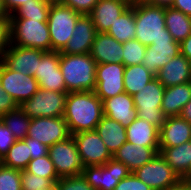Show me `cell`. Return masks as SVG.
Masks as SVG:
<instances>
[{
	"instance_id": "52a82bcc",
	"label": "cell",
	"mask_w": 191,
	"mask_h": 190,
	"mask_svg": "<svg viewBox=\"0 0 191 190\" xmlns=\"http://www.w3.org/2000/svg\"><path fill=\"white\" fill-rule=\"evenodd\" d=\"M68 92H54L39 88L20 107L31 119L37 117H63Z\"/></svg>"
},
{
	"instance_id": "8992f818",
	"label": "cell",
	"mask_w": 191,
	"mask_h": 190,
	"mask_svg": "<svg viewBox=\"0 0 191 190\" xmlns=\"http://www.w3.org/2000/svg\"><path fill=\"white\" fill-rule=\"evenodd\" d=\"M164 91V85L155 77L132 96L137 117L146 120L159 129L166 119L161 110Z\"/></svg>"
},
{
	"instance_id": "1f68e13d",
	"label": "cell",
	"mask_w": 191,
	"mask_h": 190,
	"mask_svg": "<svg viewBox=\"0 0 191 190\" xmlns=\"http://www.w3.org/2000/svg\"><path fill=\"white\" fill-rule=\"evenodd\" d=\"M31 160L29 147L24 140H16L7 154L1 160V163L7 167L25 170Z\"/></svg>"
},
{
	"instance_id": "8fae6325",
	"label": "cell",
	"mask_w": 191,
	"mask_h": 190,
	"mask_svg": "<svg viewBox=\"0 0 191 190\" xmlns=\"http://www.w3.org/2000/svg\"><path fill=\"white\" fill-rule=\"evenodd\" d=\"M84 167L106 164L112 155L96 130L82 131L72 135Z\"/></svg>"
},
{
	"instance_id": "30bf717a",
	"label": "cell",
	"mask_w": 191,
	"mask_h": 190,
	"mask_svg": "<svg viewBox=\"0 0 191 190\" xmlns=\"http://www.w3.org/2000/svg\"><path fill=\"white\" fill-rule=\"evenodd\" d=\"M133 174L153 190H167L181 180L160 153Z\"/></svg>"
},
{
	"instance_id": "c3c4849f",
	"label": "cell",
	"mask_w": 191,
	"mask_h": 190,
	"mask_svg": "<svg viewBox=\"0 0 191 190\" xmlns=\"http://www.w3.org/2000/svg\"><path fill=\"white\" fill-rule=\"evenodd\" d=\"M170 6L188 16H191V0H173Z\"/></svg>"
},
{
	"instance_id": "ba28073f",
	"label": "cell",
	"mask_w": 191,
	"mask_h": 190,
	"mask_svg": "<svg viewBox=\"0 0 191 190\" xmlns=\"http://www.w3.org/2000/svg\"><path fill=\"white\" fill-rule=\"evenodd\" d=\"M48 155L59 178L77 176L82 173L84 166L72 135L51 145L48 149Z\"/></svg>"
},
{
	"instance_id": "6f0895ef",
	"label": "cell",
	"mask_w": 191,
	"mask_h": 190,
	"mask_svg": "<svg viewBox=\"0 0 191 190\" xmlns=\"http://www.w3.org/2000/svg\"><path fill=\"white\" fill-rule=\"evenodd\" d=\"M45 1H47V2H49V3H51V4L56 3V2H59V0H45Z\"/></svg>"
},
{
	"instance_id": "3957f363",
	"label": "cell",
	"mask_w": 191,
	"mask_h": 190,
	"mask_svg": "<svg viewBox=\"0 0 191 190\" xmlns=\"http://www.w3.org/2000/svg\"><path fill=\"white\" fill-rule=\"evenodd\" d=\"M135 39L150 46L160 38H173L165 26V6L134 2Z\"/></svg>"
},
{
	"instance_id": "7c38bea8",
	"label": "cell",
	"mask_w": 191,
	"mask_h": 190,
	"mask_svg": "<svg viewBox=\"0 0 191 190\" xmlns=\"http://www.w3.org/2000/svg\"><path fill=\"white\" fill-rule=\"evenodd\" d=\"M0 83L18 106L30 99L39 89L38 81L32 75H24L7 68L0 61Z\"/></svg>"
},
{
	"instance_id": "277c9868",
	"label": "cell",
	"mask_w": 191,
	"mask_h": 190,
	"mask_svg": "<svg viewBox=\"0 0 191 190\" xmlns=\"http://www.w3.org/2000/svg\"><path fill=\"white\" fill-rule=\"evenodd\" d=\"M10 44L24 48L52 51L47 22L40 19L9 18Z\"/></svg>"
},
{
	"instance_id": "bcb514c9",
	"label": "cell",
	"mask_w": 191,
	"mask_h": 190,
	"mask_svg": "<svg viewBox=\"0 0 191 190\" xmlns=\"http://www.w3.org/2000/svg\"><path fill=\"white\" fill-rule=\"evenodd\" d=\"M18 105L13 98L3 89L0 83V117L10 110H13Z\"/></svg>"
},
{
	"instance_id": "74e56055",
	"label": "cell",
	"mask_w": 191,
	"mask_h": 190,
	"mask_svg": "<svg viewBox=\"0 0 191 190\" xmlns=\"http://www.w3.org/2000/svg\"><path fill=\"white\" fill-rule=\"evenodd\" d=\"M34 77L38 81L39 88L54 92H67L60 68L58 69V74L34 75Z\"/></svg>"
},
{
	"instance_id": "484cf974",
	"label": "cell",
	"mask_w": 191,
	"mask_h": 190,
	"mask_svg": "<svg viewBox=\"0 0 191 190\" xmlns=\"http://www.w3.org/2000/svg\"><path fill=\"white\" fill-rule=\"evenodd\" d=\"M96 131L112 156L127 142L126 127L105 115L97 124Z\"/></svg>"
},
{
	"instance_id": "680465c9",
	"label": "cell",
	"mask_w": 191,
	"mask_h": 190,
	"mask_svg": "<svg viewBox=\"0 0 191 190\" xmlns=\"http://www.w3.org/2000/svg\"><path fill=\"white\" fill-rule=\"evenodd\" d=\"M187 184H188V186L190 187V190H191V180H184Z\"/></svg>"
},
{
	"instance_id": "9a60e30c",
	"label": "cell",
	"mask_w": 191,
	"mask_h": 190,
	"mask_svg": "<svg viewBox=\"0 0 191 190\" xmlns=\"http://www.w3.org/2000/svg\"><path fill=\"white\" fill-rule=\"evenodd\" d=\"M45 52L40 49L24 48L10 44L1 62L11 70L34 76L38 62H40Z\"/></svg>"
},
{
	"instance_id": "4dcf8cb0",
	"label": "cell",
	"mask_w": 191,
	"mask_h": 190,
	"mask_svg": "<svg viewBox=\"0 0 191 190\" xmlns=\"http://www.w3.org/2000/svg\"><path fill=\"white\" fill-rule=\"evenodd\" d=\"M0 119L12 132L16 140H23L27 137L31 118L24 113L20 106L2 115Z\"/></svg>"
},
{
	"instance_id": "e0dca14e",
	"label": "cell",
	"mask_w": 191,
	"mask_h": 190,
	"mask_svg": "<svg viewBox=\"0 0 191 190\" xmlns=\"http://www.w3.org/2000/svg\"><path fill=\"white\" fill-rule=\"evenodd\" d=\"M72 37L60 54H88L91 51L97 30L89 15L82 14L75 25Z\"/></svg>"
},
{
	"instance_id": "836d02e7",
	"label": "cell",
	"mask_w": 191,
	"mask_h": 190,
	"mask_svg": "<svg viewBox=\"0 0 191 190\" xmlns=\"http://www.w3.org/2000/svg\"><path fill=\"white\" fill-rule=\"evenodd\" d=\"M25 170L35 176L49 179L52 183H55L60 179L49 155L38 159H31Z\"/></svg>"
},
{
	"instance_id": "7402d4cb",
	"label": "cell",
	"mask_w": 191,
	"mask_h": 190,
	"mask_svg": "<svg viewBox=\"0 0 191 190\" xmlns=\"http://www.w3.org/2000/svg\"><path fill=\"white\" fill-rule=\"evenodd\" d=\"M159 154V148L144 147L125 142L112 156L115 160L122 162L131 173L139 167L151 161Z\"/></svg>"
},
{
	"instance_id": "60d3db41",
	"label": "cell",
	"mask_w": 191,
	"mask_h": 190,
	"mask_svg": "<svg viewBox=\"0 0 191 190\" xmlns=\"http://www.w3.org/2000/svg\"><path fill=\"white\" fill-rule=\"evenodd\" d=\"M15 142L14 135L0 119V160L3 159Z\"/></svg>"
},
{
	"instance_id": "9c48e42d",
	"label": "cell",
	"mask_w": 191,
	"mask_h": 190,
	"mask_svg": "<svg viewBox=\"0 0 191 190\" xmlns=\"http://www.w3.org/2000/svg\"><path fill=\"white\" fill-rule=\"evenodd\" d=\"M130 173L122 162L111 158L104 165L84 167L81 174L94 190H114Z\"/></svg>"
},
{
	"instance_id": "db71d44e",
	"label": "cell",
	"mask_w": 191,
	"mask_h": 190,
	"mask_svg": "<svg viewBox=\"0 0 191 190\" xmlns=\"http://www.w3.org/2000/svg\"><path fill=\"white\" fill-rule=\"evenodd\" d=\"M41 190H59L58 183H52L50 186H47L45 188H42Z\"/></svg>"
},
{
	"instance_id": "f546056e",
	"label": "cell",
	"mask_w": 191,
	"mask_h": 190,
	"mask_svg": "<svg viewBox=\"0 0 191 190\" xmlns=\"http://www.w3.org/2000/svg\"><path fill=\"white\" fill-rule=\"evenodd\" d=\"M134 3H132L106 32L118 42L124 43L135 39L136 34Z\"/></svg>"
},
{
	"instance_id": "6da1fadb",
	"label": "cell",
	"mask_w": 191,
	"mask_h": 190,
	"mask_svg": "<svg viewBox=\"0 0 191 190\" xmlns=\"http://www.w3.org/2000/svg\"><path fill=\"white\" fill-rule=\"evenodd\" d=\"M103 117V101L94 91L68 92L63 118L71 135L96 130Z\"/></svg>"
},
{
	"instance_id": "4fadbf2b",
	"label": "cell",
	"mask_w": 191,
	"mask_h": 190,
	"mask_svg": "<svg viewBox=\"0 0 191 190\" xmlns=\"http://www.w3.org/2000/svg\"><path fill=\"white\" fill-rule=\"evenodd\" d=\"M70 136L67 122L63 117L32 118L27 134V137L37 139L48 147Z\"/></svg>"
},
{
	"instance_id": "b9f144b4",
	"label": "cell",
	"mask_w": 191,
	"mask_h": 190,
	"mask_svg": "<svg viewBox=\"0 0 191 190\" xmlns=\"http://www.w3.org/2000/svg\"><path fill=\"white\" fill-rule=\"evenodd\" d=\"M114 190H153L139 180L133 173L122 179Z\"/></svg>"
},
{
	"instance_id": "cb8c5ba5",
	"label": "cell",
	"mask_w": 191,
	"mask_h": 190,
	"mask_svg": "<svg viewBox=\"0 0 191 190\" xmlns=\"http://www.w3.org/2000/svg\"><path fill=\"white\" fill-rule=\"evenodd\" d=\"M160 129L144 119L137 117L126 127L127 142L144 147H159Z\"/></svg>"
},
{
	"instance_id": "5b68a950",
	"label": "cell",
	"mask_w": 191,
	"mask_h": 190,
	"mask_svg": "<svg viewBox=\"0 0 191 190\" xmlns=\"http://www.w3.org/2000/svg\"><path fill=\"white\" fill-rule=\"evenodd\" d=\"M82 14L60 2L51 4L48 27L52 51L61 52L72 37L76 22Z\"/></svg>"
},
{
	"instance_id": "4316f807",
	"label": "cell",
	"mask_w": 191,
	"mask_h": 190,
	"mask_svg": "<svg viewBox=\"0 0 191 190\" xmlns=\"http://www.w3.org/2000/svg\"><path fill=\"white\" fill-rule=\"evenodd\" d=\"M159 153L180 179L187 175L191 166V140L176 147H160Z\"/></svg>"
},
{
	"instance_id": "d6986e66",
	"label": "cell",
	"mask_w": 191,
	"mask_h": 190,
	"mask_svg": "<svg viewBox=\"0 0 191 190\" xmlns=\"http://www.w3.org/2000/svg\"><path fill=\"white\" fill-rule=\"evenodd\" d=\"M191 140V124L181 116L166 117L160 127L159 147H176Z\"/></svg>"
},
{
	"instance_id": "603a6c76",
	"label": "cell",
	"mask_w": 191,
	"mask_h": 190,
	"mask_svg": "<svg viewBox=\"0 0 191 190\" xmlns=\"http://www.w3.org/2000/svg\"><path fill=\"white\" fill-rule=\"evenodd\" d=\"M155 76L165 88L191 82L190 61L179 54L165 64Z\"/></svg>"
},
{
	"instance_id": "ab89813d",
	"label": "cell",
	"mask_w": 191,
	"mask_h": 190,
	"mask_svg": "<svg viewBox=\"0 0 191 190\" xmlns=\"http://www.w3.org/2000/svg\"><path fill=\"white\" fill-rule=\"evenodd\" d=\"M57 183L59 190H94L82 174L60 178Z\"/></svg>"
},
{
	"instance_id": "8d00e7d4",
	"label": "cell",
	"mask_w": 191,
	"mask_h": 190,
	"mask_svg": "<svg viewBox=\"0 0 191 190\" xmlns=\"http://www.w3.org/2000/svg\"><path fill=\"white\" fill-rule=\"evenodd\" d=\"M60 63V52L57 51H46L40 62H38L37 71L35 75H49L58 74V69Z\"/></svg>"
},
{
	"instance_id": "11a10c76",
	"label": "cell",
	"mask_w": 191,
	"mask_h": 190,
	"mask_svg": "<svg viewBox=\"0 0 191 190\" xmlns=\"http://www.w3.org/2000/svg\"><path fill=\"white\" fill-rule=\"evenodd\" d=\"M7 16V13L5 12L3 2L0 0V18H5Z\"/></svg>"
},
{
	"instance_id": "f35d334b",
	"label": "cell",
	"mask_w": 191,
	"mask_h": 190,
	"mask_svg": "<svg viewBox=\"0 0 191 190\" xmlns=\"http://www.w3.org/2000/svg\"><path fill=\"white\" fill-rule=\"evenodd\" d=\"M52 182L49 179L35 176L26 170L21 171V189L22 190H41L50 186Z\"/></svg>"
},
{
	"instance_id": "816d5d0a",
	"label": "cell",
	"mask_w": 191,
	"mask_h": 190,
	"mask_svg": "<svg viewBox=\"0 0 191 190\" xmlns=\"http://www.w3.org/2000/svg\"><path fill=\"white\" fill-rule=\"evenodd\" d=\"M167 190H190V187L184 180H180L173 186H170Z\"/></svg>"
},
{
	"instance_id": "d590c367",
	"label": "cell",
	"mask_w": 191,
	"mask_h": 190,
	"mask_svg": "<svg viewBox=\"0 0 191 190\" xmlns=\"http://www.w3.org/2000/svg\"><path fill=\"white\" fill-rule=\"evenodd\" d=\"M0 190H22L21 170L0 163Z\"/></svg>"
},
{
	"instance_id": "7dc6e473",
	"label": "cell",
	"mask_w": 191,
	"mask_h": 190,
	"mask_svg": "<svg viewBox=\"0 0 191 190\" xmlns=\"http://www.w3.org/2000/svg\"><path fill=\"white\" fill-rule=\"evenodd\" d=\"M5 12L8 16L12 15L18 8L24 3L30 2V0H2Z\"/></svg>"
},
{
	"instance_id": "ffe728a7",
	"label": "cell",
	"mask_w": 191,
	"mask_h": 190,
	"mask_svg": "<svg viewBox=\"0 0 191 190\" xmlns=\"http://www.w3.org/2000/svg\"><path fill=\"white\" fill-rule=\"evenodd\" d=\"M96 64L123 62V43L106 32H97L90 51Z\"/></svg>"
},
{
	"instance_id": "91938a15",
	"label": "cell",
	"mask_w": 191,
	"mask_h": 190,
	"mask_svg": "<svg viewBox=\"0 0 191 190\" xmlns=\"http://www.w3.org/2000/svg\"><path fill=\"white\" fill-rule=\"evenodd\" d=\"M128 1H130L131 3L138 2V1L143 2V0H128Z\"/></svg>"
},
{
	"instance_id": "f5cc1de1",
	"label": "cell",
	"mask_w": 191,
	"mask_h": 190,
	"mask_svg": "<svg viewBox=\"0 0 191 190\" xmlns=\"http://www.w3.org/2000/svg\"><path fill=\"white\" fill-rule=\"evenodd\" d=\"M143 2L153 5L170 6L173 0H143Z\"/></svg>"
},
{
	"instance_id": "f1b7e54d",
	"label": "cell",
	"mask_w": 191,
	"mask_h": 190,
	"mask_svg": "<svg viewBox=\"0 0 191 190\" xmlns=\"http://www.w3.org/2000/svg\"><path fill=\"white\" fill-rule=\"evenodd\" d=\"M155 77V74L143 64L126 66L123 77L125 92L133 96Z\"/></svg>"
},
{
	"instance_id": "ac0fdd59",
	"label": "cell",
	"mask_w": 191,
	"mask_h": 190,
	"mask_svg": "<svg viewBox=\"0 0 191 190\" xmlns=\"http://www.w3.org/2000/svg\"><path fill=\"white\" fill-rule=\"evenodd\" d=\"M131 4L128 0H99L88 15L97 32H107Z\"/></svg>"
},
{
	"instance_id": "7bdbcfd3",
	"label": "cell",
	"mask_w": 191,
	"mask_h": 190,
	"mask_svg": "<svg viewBox=\"0 0 191 190\" xmlns=\"http://www.w3.org/2000/svg\"><path fill=\"white\" fill-rule=\"evenodd\" d=\"M10 45V19L0 18V61Z\"/></svg>"
},
{
	"instance_id": "7a4b0ae2",
	"label": "cell",
	"mask_w": 191,
	"mask_h": 190,
	"mask_svg": "<svg viewBox=\"0 0 191 190\" xmlns=\"http://www.w3.org/2000/svg\"><path fill=\"white\" fill-rule=\"evenodd\" d=\"M96 61L88 54H60V69L67 92L94 91Z\"/></svg>"
},
{
	"instance_id": "83f0119b",
	"label": "cell",
	"mask_w": 191,
	"mask_h": 190,
	"mask_svg": "<svg viewBox=\"0 0 191 190\" xmlns=\"http://www.w3.org/2000/svg\"><path fill=\"white\" fill-rule=\"evenodd\" d=\"M165 26L173 39L180 43L191 34V16L165 6Z\"/></svg>"
},
{
	"instance_id": "f907efd6",
	"label": "cell",
	"mask_w": 191,
	"mask_h": 190,
	"mask_svg": "<svg viewBox=\"0 0 191 190\" xmlns=\"http://www.w3.org/2000/svg\"><path fill=\"white\" fill-rule=\"evenodd\" d=\"M180 116L191 124V100L183 107Z\"/></svg>"
},
{
	"instance_id": "9f6ffc18",
	"label": "cell",
	"mask_w": 191,
	"mask_h": 190,
	"mask_svg": "<svg viewBox=\"0 0 191 190\" xmlns=\"http://www.w3.org/2000/svg\"><path fill=\"white\" fill-rule=\"evenodd\" d=\"M182 180H191V166L189 168L187 175Z\"/></svg>"
},
{
	"instance_id": "f6af8a7d",
	"label": "cell",
	"mask_w": 191,
	"mask_h": 190,
	"mask_svg": "<svg viewBox=\"0 0 191 190\" xmlns=\"http://www.w3.org/2000/svg\"><path fill=\"white\" fill-rule=\"evenodd\" d=\"M29 147L31 159H38L48 155L49 147L39 142L37 139L26 137L23 139Z\"/></svg>"
},
{
	"instance_id": "e575fe53",
	"label": "cell",
	"mask_w": 191,
	"mask_h": 190,
	"mask_svg": "<svg viewBox=\"0 0 191 190\" xmlns=\"http://www.w3.org/2000/svg\"><path fill=\"white\" fill-rule=\"evenodd\" d=\"M146 46L136 39L129 40L123 43V62L126 66L142 64Z\"/></svg>"
},
{
	"instance_id": "d4e9b609",
	"label": "cell",
	"mask_w": 191,
	"mask_h": 190,
	"mask_svg": "<svg viewBox=\"0 0 191 190\" xmlns=\"http://www.w3.org/2000/svg\"><path fill=\"white\" fill-rule=\"evenodd\" d=\"M191 100V82L165 88L161 110L166 117L180 116L183 107Z\"/></svg>"
},
{
	"instance_id": "5bb4252c",
	"label": "cell",
	"mask_w": 191,
	"mask_h": 190,
	"mask_svg": "<svg viewBox=\"0 0 191 190\" xmlns=\"http://www.w3.org/2000/svg\"><path fill=\"white\" fill-rule=\"evenodd\" d=\"M124 71L125 66L119 63L96 65V87L94 92L102 101L125 92Z\"/></svg>"
},
{
	"instance_id": "d6a6232c",
	"label": "cell",
	"mask_w": 191,
	"mask_h": 190,
	"mask_svg": "<svg viewBox=\"0 0 191 190\" xmlns=\"http://www.w3.org/2000/svg\"><path fill=\"white\" fill-rule=\"evenodd\" d=\"M51 3L45 0H30L22 4L9 18L40 19L47 22Z\"/></svg>"
},
{
	"instance_id": "2e32d148",
	"label": "cell",
	"mask_w": 191,
	"mask_h": 190,
	"mask_svg": "<svg viewBox=\"0 0 191 190\" xmlns=\"http://www.w3.org/2000/svg\"><path fill=\"white\" fill-rule=\"evenodd\" d=\"M179 54V42L173 38H160L146 47L142 64L156 75L165 64Z\"/></svg>"
},
{
	"instance_id": "ee69618b",
	"label": "cell",
	"mask_w": 191,
	"mask_h": 190,
	"mask_svg": "<svg viewBox=\"0 0 191 190\" xmlns=\"http://www.w3.org/2000/svg\"><path fill=\"white\" fill-rule=\"evenodd\" d=\"M98 1L99 0H59L60 3L84 15H88Z\"/></svg>"
},
{
	"instance_id": "681fc988",
	"label": "cell",
	"mask_w": 191,
	"mask_h": 190,
	"mask_svg": "<svg viewBox=\"0 0 191 190\" xmlns=\"http://www.w3.org/2000/svg\"><path fill=\"white\" fill-rule=\"evenodd\" d=\"M180 44V54L184 55L188 60H191V34Z\"/></svg>"
},
{
	"instance_id": "44dd1931",
	"label": "cell",
	"mask_w": 191,
	"mask_h": 190,
	"mask_svg": "<svg viewBox=\"0 0 191 190\" xmlns=\"http://www.w3.org/2000/svg\"><path fill=\"white\" fill-rule=\"evenodd\" d=\"M103 115L127 127L137 118L133 97L124 92L105 99L103 101Z\"/></svg>"
}]
</instances>
